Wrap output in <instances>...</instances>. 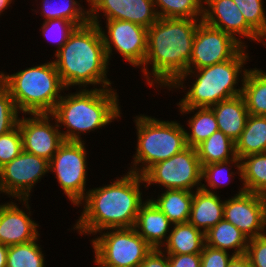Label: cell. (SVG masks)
Masks as SVG:
<instances>
[{
  "label": "cell",
  "instance_id": "74e56055",
  "mask_svg": "<svg viewBox=\"0 0 266 267\" xmlns=\"http://www.w3.org/2000/svg\"><path fill=\"white\" fill-rule=\"evenodd\" d=\"M245 255L251 267H266V234L249 239Z\"/></svg>",
  "mask_w": 266,
  "mask_h": 267
},
{
  "label": "cell",
  "instance_id": "4fadbf2b",
  "mask_svg": "<svg viewBox=\"0 0 266 267\" xmlns=\"http://www.w3.org/2000/svg\"><path fill=\"white\" fill-rule=\"evenodd\" d=\"M244 46L232 35L201 21L193 41L187 70H197L232 59Z\"/></svg>",
  "mask_w": 266,
  "mask_h": 267
},
{
  "label": "cell",
  "instance_id": "d6a6232c",
  "mask_svg": "<svg viewBox=\"0 0 266 267\" xmlns=\"http://www.w3.org/2000/svg\"><path fill=\"white\" fill-rule=\"evenodd\" d=\"M39 236L30 242L8 246L6 267H46Z\"/></svg>",
  "mask_w": 266,
  "mask_h": 267
},
{
  "label": "cell",
  "instance_id": "484cf974",
  "mask_svg": "<svg viewBox=\"0 0 266 267\" xmlns=\"http://www.w3.org/2000/svg\"><path fill=\"white\" fill-rule=\"evenodd\" d=\"M193 192L188 190L166 189L157 199L151 201L162 211L172 224L187 223L190 217Z\"/></svg>",
  "mask_w": 266,
  "mask_h": 267
},
{
  "label": "cell",
  "instance_id": "60d3db41",
  "mask_svg": "<svg viewBox=\"0 0 266 267\" xmlns=\"http://www.w3.org/2000/svg\"><path fill=\"white\" fill-rule=\"evenodd\" d=\"M139 267H169L167 254L163 249L153 248Z\"/></svg>",
  "mask_w": 266,
  "mask_h": 267
},
{
  "label": "cell",
  "instance_id": "9c48e42d",
  "mask_svg": "<svg viewBox=\"0 0 266 267\" xmlns=\"http://www.w3.org/2000/svg\"><path fill=\"white\" fill-rule=\"evenodd\" d=\"M147 188L159 184L165 189L188 190L201 189L202 166L196 148L187 146L181 152L167 160L151 166L143 175Z\"/></svg>",
  "mask_w": 266,
  "mask_h": 267
},
{
  "label": "cell",
  "instance_id": "f1b7e54d",
  "mask_svg": "<svg viewBox=\"0 0 266 267\" xmlns=\"http://www.w3.org/2000/svg\"><path fill=\"white\" fill-rule=\"evenodd\" d=\"M245 192L266 196V152L241 158V183Z\"/></svg>",
  "mask_w": 266,
  "mask_h": 267
},
{
  "label": "cell",
  "instance_id": "8fae6325",
  "mask_svg": "<svg viewBox=\"0 0 266 267\" xmlns=\"http://www.w3.org/2000/svg\"><path fill=\"white\" fill-rule=\"evenodd\" d=\"M47 173V159L22 151L0 168V194L3 193L15 200L29 199L34 185Z\"/></svg>",
  "mask_w": 266,
  "mask_h": 267
},
{
  "label": "cell",
  "instance_id": "8992f818",
  "mask_svg": "<svg viewBox=\"0 0 266 267\" xmlns=\"http://www.w3.org/2000/svg\"><path fill=\"white\" fill-rule=\"evenodd\" d=\"M0 78L23 114L52 113L66 90L52 60Z\"/></svg>",
  "mask_w": 266,
  "mask_h": 267
},
{
  "label": "cell",
  "instance_id": "7a4b0ae2",
  "mask_svg": "<svg viewBox=\"0 0 266 267\" xmlns=\"http://www.w3.org/2000/svg\"><path fill=\"white\" fill-rule=\"evenodd\" d=\"M202 19L158 18L147 29V51L141 67L147 85L167 89L189 67L193 41ZM152 66L149 71L148 66ZM152 77V78H151ZM159 85V86H158Z\"/></svg>",
  "mask_w": 266,
  "mask_h": 267
},
{
  "label": "cell",
  "instance_id": "44dd1931",
  "mask_svg": "<svg viewBox=\"0 0 266 267\" xmlns=\"http://www.w3.org/2000/svg\"><path fill=\"white\" fill-rule=\"evenodd\" d=\"M210 108L218 129L235 142L242 134L249 115L243 95L222 100Z\"/></svg>",
  "mask_w": 266,
  "mask_h": 267
},
{
  "label": "cell",
  "instance_id": "9a60e30c",
  "mask_svg": "<svg viewBox=\"0 0 266 267\" xmlns=\"http://www.w3.org/2000/svg\"><path fill=\"white\" fill-rule=\"evenodd\" d=\"M26 115L18 121L23 151L50 161L64 142L55 117L51 113Z\"/></svg>",
  "mask_w": 266,
  "mask_h": 267
},
{
  "label": "cell",
  "instance_id": "b9f144b4",
  "mask_svg": "<svg viewBox=\"0 0 266 267\" xmlns=\"http://www.w3.org/2000/svg\"><path fill=\"white\" fill-rule=\"evenodd\" d=\"M227 267H251L249 258L246 255L234 256Z\"/></svg>",
  "mask_w": 266,
  "mask_h": 267
},
{
  "label": "cell",
  "instance_id": "603a6c76",
  "mask_svg": "<svg viewBox=\"0 0 266 267\" xmlns=\"http://www.w3.org/2000/svg\"><path fill=\"white\" fill-rule=\"evenodd\" d=\"M248 238L232 223L224 218L205 233V244L232 253L234 256L245 255Z\"/></svg>",
  "mask_w": 266,
  "mask_h": 267
},
{
  "label": "cell",
  "instance_id": "5b68a950",
  "mask_svg": "<svg viewBox=\"0 0 266 267\" xmlns=\"http://www.w3.org/2000/svg\"><path fill=\"white\" fill-rule=\"evenodd\" d=\"M247 48L243 47L232 59L225 62L197 70H187V72L183 73L168 88V90H173V88L186 90L187 86L185 87L184 84L186 83V78L188 76L194 77L192 85L188 87L189 89L187 88L188 91L185 96L177 104L178 107L210 108L222 100L241 95L242 82L248 70L244 68V65L250 58L248 53H245ZM239 81L241 82V87L237 89Z\"/></svg>",
  "mask_w": 266,
  "mask_h": 267
},
{
  "label": "cell",
  "instance_id": "f6af8a7d",
  "mask_svg": "<svg viewBox=\"0 0 266 267\" xmlns=\"http://www.w3.org/2000/svg\"><path fill=\"white\" fill-rule=\"evenodd\" d=\"M5 88L3 80L0 78V92Z\"/></svg>",
  "mask_w": 266,
  "mask_h": 267
},
{
  "label": "cell",
  "instance_id": "7402d4cb",
  "mask_svg": "<svg viewBox=\"0 0 266 267\" xmlns=\"http://www.w3.org/2000/svg\"><path fill=\"white\" fill-rule=\"evenodd\" d=\"M167 242L162 246L165 254H199L205 245V233L187 223L173 224Z\"/></svg>",
  "mask_w": 266,
  "mask_h": 267
},
{
  "label": "cell",
  "instance_id": "83f0119b",
  "mask_svg": "<svg viewBox=\"0 0 266 267\" xmlns=\"http://www.w3.org/2000/svg\"><path fill=\"white\" fill-rule=\"evenodd\" d=\"M201 166L236 158L235 142L222 131L214 132L196 147Z\"/></svg>",
  "mask_w": 266,
  "mask_h": 267
},
{
  "label": "cell",
  "instance_id": "7c38bea8",
  "mask_svg": "<svg viewBox=\"0 0 266 267\" xmlns=\"http://www.w3.org/2000/svg\"><path fill=\"white\" fill-rule=\"evenodd\" d=\"M106 26H99L108 61L116 50L125 61L135 68L143 66L147 51V28L122 20H106Z\"/></svg>",
  "mask_w": 266,
  "mask_h": 267
},
{
  "label": "cell",
  "instance_id": "30bf717a",
  "mask_svg": "<svg viewBox=\"0 0 266 267\" xmlns=\"http://www.w3.org/2000/svg\"><path fill=\"white\" fill-rule=\"evenodd\" d=\"M85 141H64L49 161V172L55 173L57 182L75 206L87 194V150Z\"/></svg>",
  "mask_w": 266,
  "mask_h": 267
},
{
  "label": "cell",
  "instance_id": "cb8c5ba5",
  "mask_svg": "<svg viewBox=\"0 0 266 267\" xmlns=\"http://www.w3.org/2000/svg\"><path fill=\"white\" fill-rule=\"evenodd\" d=\"M181 115L190 114L193 116L188 119V128L185 130L186 144L196 148L214 132L218 131V125L213 110L209 107H178ZM197 110V111H196ZM196 111V112H194Z\"/></svg>",
  "mask_w": 266,
  "mask_h": 267
},
{
  "label": "cell",
  "instance_id": "6da1fadb",
  "mask_svg": "<svg viewBox=\"0 0 266 267\" xmlns=\"http://www.w3.org/2000/svg\"><path fill=\"white\" fill-rule=\"evenodd\" d=\"M142 175L128 171L110 184L89 189L77 207L84 206L73 230L80 235H94L107 229L135 226L140 207L145 202L141 190ZM82 204V205H81Z\"/></svg>",
  "mask_w": 266,
  "mask_h": 267
},
{
  "label": "cell",
  "instance_id": "f546056e",
  "mask_svg": "<svg viewBox=\"0 0 266 267\" xmlns=\"http://www.w3.org/2000/svg\"><path fill=\"white\" fill-rule=\"evenodd\" d=\"M41 3L42 11L40 14L41 17L44 16V21L56 18L65 19L73 22L77 27L89 22V10L81 6L77 0H60L58 2L55 0H42Z\"/></svg>",
  "mask_w": 266,
  "mask_h": 267
},
{
  "label": "cell",
  "instance_id": "2e32d148",
  "mask_svg": "<svg viewBox=\"0 0 266 267\" xmlns=\"http://www.w3.org/2000/svg\"><path fill=\"white\" fill-rule=\"evenodd\" d=\"M88 6L89 22L102 25L99 12L106 20H122L149 28L158 20L153 0H92Z\"/></svg>",
  "mask_w": 266,
  "mask_h": 267
},
{
  "label": "cell",
  "instance_id": "ba28073f",
  "mask_svg": "<svg viewBox=\"0 0 266 267\" xmlns=\"http://www.w3.org/2000/svg\"><path fill=\"white\" fill-rule=\"evenodd\" d=\"M91 240L98 267H139L152 247L134 227L107 229Z\"/></svg>",
  "mask_w": 266,
  "mask_h": 267
},
{
  "label": "cell",
  "instance_id": "d6986e66",
  "mask_svg": "<svg viewBox=\"0 0 266 267\" xmlns=\"http://www.w3.org/2000/svg\"><path fill=\"white\" fill-rule=\"evenodd\" d=\"M145 200L138 212L134 228L152 248L162 249L173 224L149 198Z\"/></svg>",
  "mask_w": 266,
  "mask_h": 267
},
{
  "label": "cell",
  "instance_id": "7bdbcfd3",
  "mask_svg": "<svg viewBox=\"0 0 266 267\" xmlns=\"http://www.w3.org/2000/svg\"><path fill=\"white\" fill-rule=\"evenodd\" d=\"M8 246L0 243V267L7 266Z\"/></svg>",
  "mask_w": 266,
  "mask_h": 267
},
{
  "label": "cell",
  "instance_id": "4dcf8cb0",
  "mask_svg": "<svg viewBox=\"0 0 266 267\" xmlns=\"http://www.w3.org/2000/svg\"><path fill=\"white\" fill-rule=\"evenodd\" d=\"M232 165L236 167L235 168L237 169L236 172L231 171ZM236 174L240 176L239 179L241 180V159H239L238 157L228 160V161L203 165L202 166V181L204 180L206 182V185L203 183L201 185V189L207 192L217 193V191L215 192L214 190H217V188L223 187V185L225 184L228 185L229 181L231 183L232 181L231 178ZM223 178H225L226 180Z\"/></svg>",
  "mask_w": 266,
  "mask_h": 267
},
{
  "label": "cell",
  "instance_id": "f35d334b",
  "mask_svg": "<svg viewBox=\"0 0 266 267\" xmlns=\"http://www.w3.org/2000/svg\"><path fill=\"white\" fill-rule=\"evenodd\" d=\"M234 255L228 251L204 245L201 252V267H227Z\"/></svg>",
  "mask_w": 266,
  "mask_h": 267
},
{
  "label": "cell",
  "instance_id": "d590c367",
  "mask_svg": "<svg viewBox=\"0 0 266 267\" xmlns=\"http://www.w3.org/2000/svg\"><path fill=\"white\" fill-rule=\"evenodd\" d=\"M20 112L14 104L10 92L4 88L0 92V136L13 130L19 121Z\"/></svg>",
  "mask_w": 266,
  "mask_h": 267
},
{
  "label": "cell",
  "instance_id": "ffe728a7",
  "mask_svg": "<svg viewBox=\"0 0 266 267\" xmlns=\"http://www.w3.org/2000/svg\"><path fill=\"white\" fill-rule=\"evenodd\" d=\"M220 198L216 193L195 189L188 222L206 233L223 219L225 200Z\"/></svg>",
  "mask_w": 266,
  "mask_h": 267
},
{
  "label": "cell",
  "instance_id": "ee69618b",
  "mask_svg": "<svg viewBox=\"0 0 266 267\" xmlns=\"http://www.w3.org/2000/svg\"><path fill=\"white\" fill-rule=\"evenodd\" d=\"M12 2L13 0H0V16H2L1 14H3Z\"/></svg>",
  "mask_w": 266,
  "mask_h": 267
},
{
  "label": "cell",
  "instance_id": "52a82bcc",
  "mask_svg": "<svg viewBox=\"0 0 266 267\" xmlns=\"http://www.w3.org/2000/svg\"><path fill=\"white\" fill-rule=\"evenodd\" d=\"M134 121L137 146L130 172L143 175L154 164L187 147L185 128L177 121H164L144 114L136 116Z\"/></svg>",
  "mask_w": 266,
  "mask_h": 267
},
{
  "label": "cell",
  "instance_id": "1f68e13d",
  "mask_svg": "<svg viewBox=\"0 0 266 267\" xmlns=\"http://www.w3.org/2000/svg\"><path fill=\"white\" fill-rule=\"evenodd\" d=\"M153 2L159 18H203V0H153Z\"/></svg>",
  "mask_w": 266,
  "mask_h": 267
},
{
  "label": "cell",
  "instance_id": "e0dca14e",
  "mask_svg": "<svg viewBox=\"0 0 266 267\" xmlns=\"http://www.w3.org/2000/svg\"><path fill=\"white\" fill-rule=\"evenodd\" d=\"M202 21L232 35L244 47H248V45L240 39L243 37L249 39L250 42L257 41L266 46V42L246 23L243 14L233 0H203Z\"/></svg>",
  "mask_w": 266,
  "mask_h": 267
},
{
  "label": "cell",
  "instance_id": "3957f363",
  "mask_svg": "<svg viewBox=\"0 0 266 267\" xmlns=\"http://www.w3.org/2000/svg\"><path fill=\"white\" fill-rule=\"evenodd\" d=\"M54 55L56 59L53 62L66 91L70 86H78L79 89L90 85L93 89L95 86L96 89L112 88V82L107 77L110 63L97 24L88 22L76 27Z\"/></svg>",
  "mask_w": 266,
  "mask_h": 267
},
{
  "label": "cell",
  "instance_id": "ac0fdd59",
  "mask_svg": "<svg viewBox=\"0 0 266 267\" xmlns=\"http://www.w3.org/2000/svg\"><path fill=\"white\" fill-rule=\"evenodd\" d=\"M30 199H17L26 211L19 208L18 204L12 201L0 204V243L11 246L27 243L35 240L40 233L37 224L30 217ZM27 211H29L27 213ZM27 213V214H26Z\"/></svg>",
  "mask_w": 266,
  "mask_h": 267
},
{
  "label": "cell",
  "instance_id": "e575fe53",
  "mask_svg": "<svg viewBox=\"0 0 266 267\" xmlns=\"http://www.w3.org/2000/svg\"><path fill=\"white\" fill-rule=\"evenodd\" d=\"M42 35L46 37L48 41L55 43L57 49L55 53L58 52L61 47L66 43L70 34L77 27L73 22L65 19H53L48 21H43L41 24Z\"/></svg>",
  "mask_w": 266,
  "mask_h": 267
},
{
  "label": "cell",
  "instance_id": "8d00e7d4",
  "mask_svg": "<svg viewBox=\"0 0 266 267\" xmlns=\"http://www.w3.org/2000/svg\"><path fill=\"white\" fill-rule=\"evenodd\" d=\"M23 151L22 136L18 125L0 136V168L11 162Z\"/></svg>",
  "mask_w": 266,
  "mask_h": 267
},
{
  "label": "cell",
  "instance_id": "d4e9b609",
  "mask_svg": "<svg viewBox=\"0 0 266 267\" xmlns=\"http://www.w3.org/2000/svg\"><path fill=\"white\" fill-rule=\"evenodd\" d=\"M236 156L266 152V116L248 115L244 130L235 141Z\"/></svg>",
  "mask_w": 266,
  "mask_h": 267
},
{
  "label": "cell",
  "instance_id": "836d02e7",
  "mask_svg": "<svg viewBox=\"0 0 266 267\" xmlns=\"http://www.w3.org/2000/svg\"><path fill=\"white\" fill-rule=\"evenodd\" d=\"M246 23L266 42V12L264 0H233Z\"/></svg>",
  "mask_w": 266,
  "mask_h": 267
},
{
  "label": "cell",
  "instance_id": "ab89813d",
  "mask_svg": "<svg viewBox=\"0 0 266 267\" xmlns=\"http://www.w3.org/2000/svg\"><path fill=\"white\" fill-rule=\"evenodd\" d=\"M169 267H201L199 254H167Z\"/></svg>",
  "mask_w": 266,
  "mask_h": 267
},
{
  "label": "cell",
  "instance_id": "4316f807",
  "mask_svg": "<svg viewBox=\"0 0 266 267\" xmlns=\"http://www.w3.org/2000/svg\"><path fill=\"white\" fill-rule=\"evenodd\" d=\"M242 95L249 115L266 116V72L248 69L242 82Z\"/></svg>",
  "mask_w": 266,
  "mask_h": 267
},
{
  "label": "cell",
  "instance_id": "5bb4252c",
  "mask_svg": "<svg viewBox=\"0 0 266 267\" xmlns=\"http://www.w3.org/2000/svg\"><path fill=\"white\" fill-rule=\"evenodd\" d=\"M223 218L248 239L266 234V196L240 188L237 194L225 200Z\"/></svg>",
  "mask_w": 266,
  "mask_h": 267
},
{
  "label": "cell",
  "instance_id": "277c9868",
  "mask_svg": "<svg viewBox=\"0 0 266 267\" xmlns=\"http://www.w3.org/2000/svg\"><path fill=\"white\" fill-rule=\"evenodd\" d=\"M117 90L79 89L74 93L62 95L51 113L60 128L64 141L81 142L85 135L95 129L105 128L121 117Z\"/></svg>",
  "mask_w": 266,
  "mask_h": 267
}]
</instances>
